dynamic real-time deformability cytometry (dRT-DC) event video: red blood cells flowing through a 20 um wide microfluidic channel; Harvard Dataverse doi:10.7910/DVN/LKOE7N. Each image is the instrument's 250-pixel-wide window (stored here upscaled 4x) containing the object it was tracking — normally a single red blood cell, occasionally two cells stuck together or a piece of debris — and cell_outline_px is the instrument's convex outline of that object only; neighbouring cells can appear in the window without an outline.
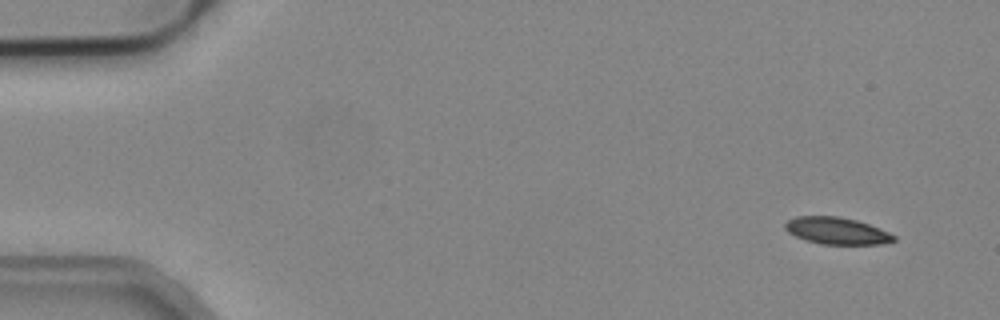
{"species": "common noctule bat (a hibernating species)", "species_latin": "Nyctalus noctula", "temperature_condition": "cold", "stored_images_in_passage": 5, "camera_frame_rate_fps": 3000, "um_per_image_px": 0.085, "animal": {"sex": "male", "body_mass_g": 19.2, "forearm_length_mm": 51.8}, "frame": {"image": 1, "passage_image": 1, "time_ms": 0.0, "image_size_px": [1000, 320], "cell_outline_px": [[896, 240], [880, 244], [820, 244], [796, 236], [788, 232], [784, 228], [784, 224], [788, 220], [796, 216], [836, 216], [856, 220], [880, 228], [896, 236]], "centroid_in_image_um": [71.12, 19.61], "position_along_channel_um": 13.9, "area_um2": 16.94}}
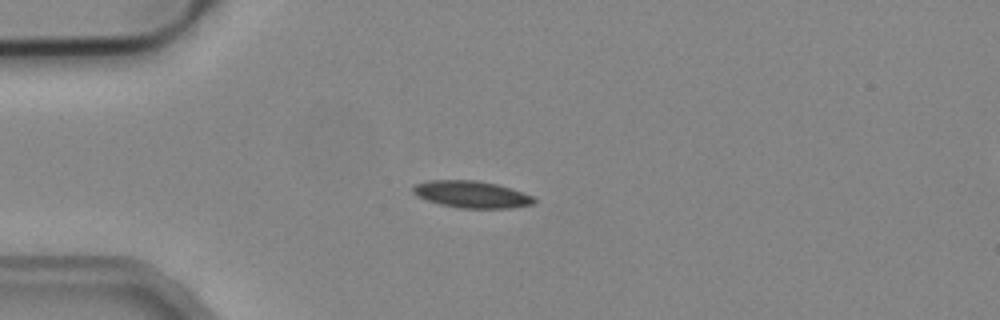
{"frame": {"image": 2, "passage_image": 4, "time_ms": 1.0, "image_size_px": [1000, 320], "cell_outline_px": [[536, 200], [532, 204], [508, 208], [460, 208], [440, 204], [428, 200], [412, 192], [412, 188], [416, 184], [432, 180], [476, 180], [496, 184], [532, 196]], "centroid_in_image_um": [40.07, 16.52], "position_along_channel_um": 44.9, "area_um2": 18.55}}
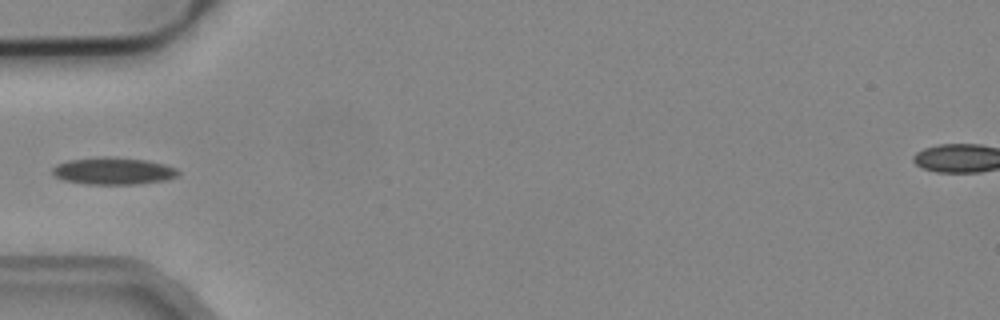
{"frame": {"image": 3, "passage_image": 5, "time_ms": 1.333, "image_size_px": [1000, 320], "cell_outline_px": [[180, 172], [176, 176], [164, 180], [136, 184], [88, 184], [64, 180], [56, 176], [52, 172], [52, 168], [56, 164], [68, 160], [96, 156], [112, 156], [144, 160], [164, 164], [176, 168]], "centroid_in_image_um": [9.6, 14.51], "position_along_channel_um": 75.4, "area_um2": 19.88}}